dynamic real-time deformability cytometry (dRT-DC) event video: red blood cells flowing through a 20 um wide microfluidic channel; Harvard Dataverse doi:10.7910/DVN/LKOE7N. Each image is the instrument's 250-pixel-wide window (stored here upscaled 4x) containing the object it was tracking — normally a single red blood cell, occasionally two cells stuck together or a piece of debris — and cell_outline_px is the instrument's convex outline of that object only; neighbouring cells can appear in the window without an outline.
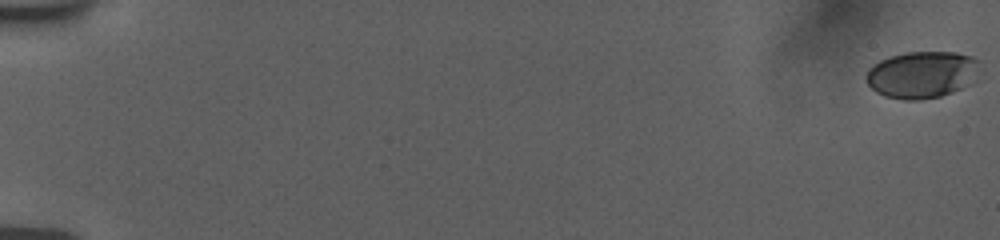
{"species": "human", "species_latin": "Homo sapiens", "temperature_condition": "room temperature", "stored_images_in_passage": 35, "camera_frame_rate_fps": 3000, "um_per_image_px": 0.085, "donor": {"sex": "female"}, "frame": {"image": 1, "passage_image": 1, "time_ms": 0.0, "image_size_px": [1000, 240], "cell_outline_px": [[980, 60], [960, 88], [952, 92], [940, 96], [920, 100], [904, 100], [884, 96], [876, 92], [868, 84], [864, 76], [868, 68], [872, 64], [880, 60], [892, 56], [908, 52], [956, 52], [972, 56]], "centroid_in_image_um": [78.21, 6.33], "position_along_channel_um": 6.8, "area_um2": 30.29}}
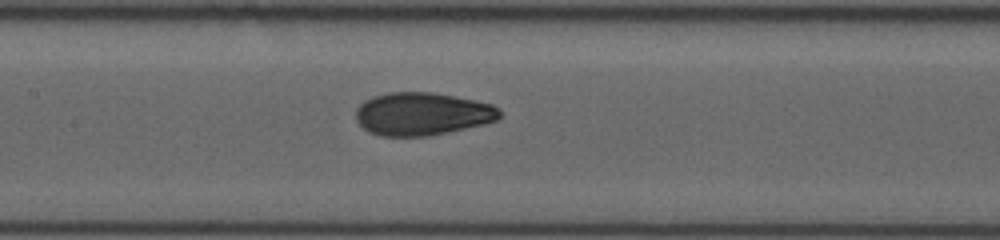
{"frame": {"image": 2, "passage_image": 20, "time_ms": 9.667, "image_size_px": [1000, 240], "cell_outline_px": [[504, 116], [496, 120], [484, 124], [428, 136], [380, 136], [368, 132], [356, 120], [356, 108], [364, 100], [372, 96], [388, 92], [432, 92], [492, 104], [500, 108]], "centroid_in_image_um": [35.88, 9.68], "position_along_channel_um": 171.5, "area_um2": 36.07}}
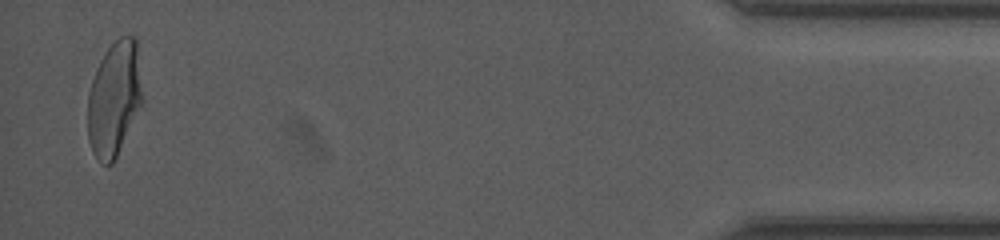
{"frame": {"image": 3, "passage_image": 35, "time_ms": 18.333, "image_size_px": [1000, 240], "cell_outline_px": [[144, 100], [112, 164], [104, 164], [92, 152], [88, 140], [88, 92], [96, 68], [100, 60], [108, 48], [120, 36], [136, 36]], "centroid_in_image_um": [9.72, 8.35], "position_along_channel_um": 425.5, "area_um2": 36.59}, "authors_computed_cell_mechanics": {"area_um2": 34.9112, "velocity_mm_per_s": 3.7755, "shape_relaxation_time_tau1_ms": 6.8953, "shape_relaxation_time_tau2_ms": 0.9915, "deformation_change_tau1": 0.209, "deformation_change_tau2": 0.0668}}